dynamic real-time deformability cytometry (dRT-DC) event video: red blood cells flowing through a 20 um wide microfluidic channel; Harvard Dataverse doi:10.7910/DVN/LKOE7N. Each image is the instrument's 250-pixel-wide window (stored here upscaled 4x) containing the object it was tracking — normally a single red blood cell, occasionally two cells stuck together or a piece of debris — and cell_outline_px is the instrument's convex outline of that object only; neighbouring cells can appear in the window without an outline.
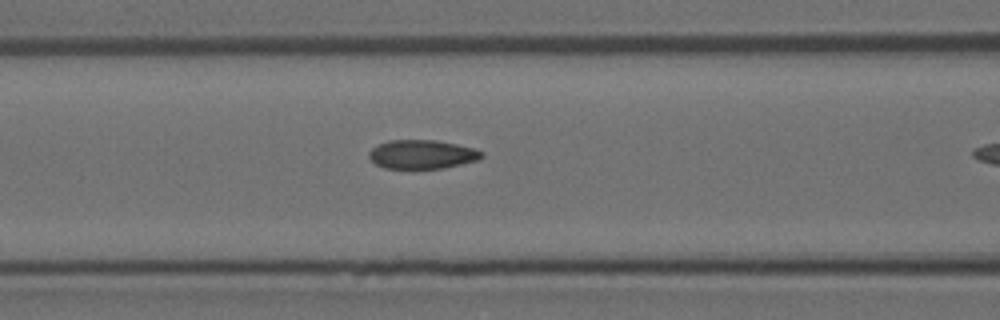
{"species": "Egyptian fruit bat (a non-hibernating species)", "species_latin": "Rousettus aegyptiacus", "temperature_condition": "room temperature", "stored_images_in_passage": 5, "segment_of_instrument_passage": [2, 2], "camera_frame_rate_fps": 3000, "um_per_image_px": 0.085, "animal": {"sex": "female"}, "frame": {"image": 1, "passage_image": 5, "time_ms": 1.333, "image_size_px": [1000, 320], "cell_outline_px": [[484, 156], [480, 160], [444, 168], [384, 168], [376, 164], [368, 156], [368, 152], [372, 148], [388, 140], [436, 140], [456, 144], [472, 148], [484, 152]], "centroid_in_image_um": [35.9, 13.12], "position_along_channel_um": 130.7, "area_um2": 18.96}}